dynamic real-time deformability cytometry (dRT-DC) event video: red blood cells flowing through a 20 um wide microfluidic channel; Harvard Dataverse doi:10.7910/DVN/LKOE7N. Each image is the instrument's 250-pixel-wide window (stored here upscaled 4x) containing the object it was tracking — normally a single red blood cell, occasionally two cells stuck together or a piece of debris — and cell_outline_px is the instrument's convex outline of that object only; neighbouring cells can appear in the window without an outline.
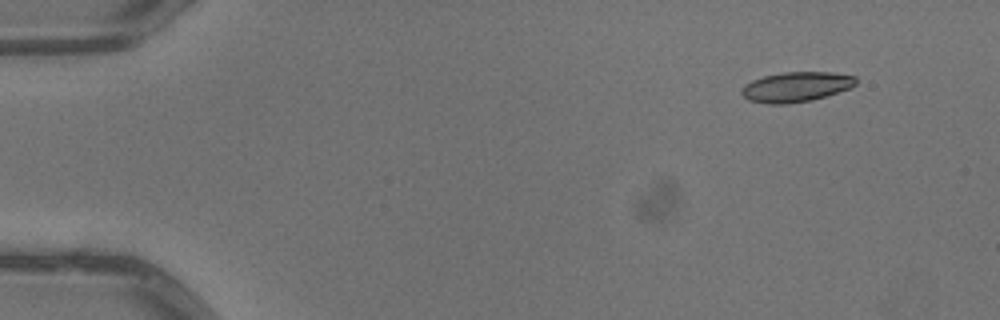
{"species": "common noctule bat (a hibernating species)", "species_latin": "Nyctalus noctula", "temperature_condition": "warm", "stored_images_in_passage": 4, "camera_frame_rate_fps": 3000, "um_per_image_px": 0.085, "animal": {"sex": "male", "body_mass_g": 13.3}, "frame": {"image": 1, "passage_image": 1, "time_ms": 0.0, "image_size_px": [1000, 320], "cell_outline_px": [[856, 84], [852, 88], [812, 100], [784, 104], [768, 104], [748, 100], [740, 92], [744, 84], [752, 80], [764, 76], [784, 72], [832, 72], [856, 76]], "centroid_in_image_um": [67.68, 7.38], "position_along_channel_um": 17.3, "area_um2": 20.06}}
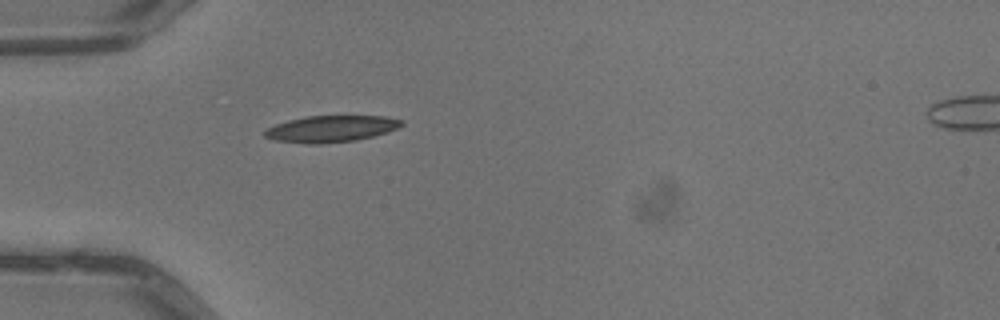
{"frame": {"image": 2, "passage_image": 4, "time_ms": 1.0, "image_size_px": [1000, 320], "cell_outline_px": [[404, 124], [396, 128], [372, 136], [356, 140], [320, 144], [308, 144], [276, 140], [264, 136], [264, 132], [268, 128], [276, 124], [288, 120], [308, 116], [384, 116], [404, 120]], "centroid_in_image_um": [28.14, 10.94], "position_along_channel_um": 56.9, "area_um2": 20.92}}